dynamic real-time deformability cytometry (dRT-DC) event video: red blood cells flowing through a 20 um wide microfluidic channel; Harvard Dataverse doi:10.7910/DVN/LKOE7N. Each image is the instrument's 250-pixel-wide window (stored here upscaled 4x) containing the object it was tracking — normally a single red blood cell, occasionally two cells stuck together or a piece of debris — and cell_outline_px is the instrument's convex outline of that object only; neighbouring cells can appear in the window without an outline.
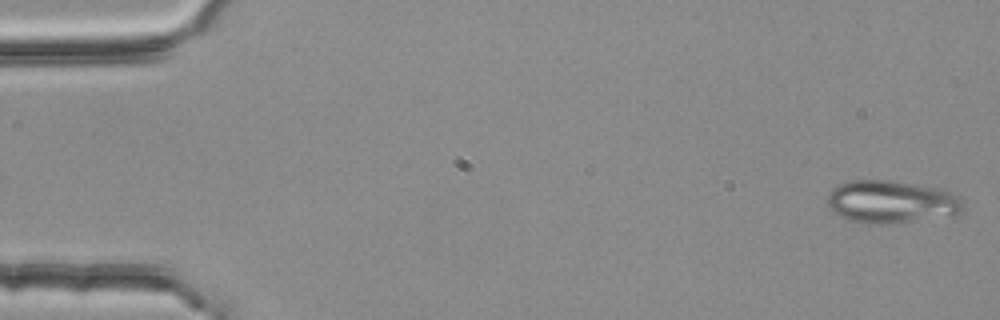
{"species": "common noctule bat (a hibernating species)", "species_latin": "Nyctalus noctula", "temperature_condition": "room temperature", "stored_images_in_passage": 4, "camera_frame_rate_fps": 3000, "um_per_image_px": 0.085, "animal": {"sex": "female", "body_mass_g": 25.1}, "frame": {"image": 1, "passage_image": 4, "time_ms": 1.0, "image_size_px": [1000, 320], "cell_outline_px": [[964, 212], [956, 216], [888, 224], [868, 224], [848, 220], [840, 216], [828, 204], [828, 196], [832, 188], [840, 184], [852, 180], [892, 180], [940, 188], [956, 196], [964, 204]], "centroid_in_image_um": [75.82, 17.17], "position_along_channel_um": 9.2, "area_um2": 34.04}}